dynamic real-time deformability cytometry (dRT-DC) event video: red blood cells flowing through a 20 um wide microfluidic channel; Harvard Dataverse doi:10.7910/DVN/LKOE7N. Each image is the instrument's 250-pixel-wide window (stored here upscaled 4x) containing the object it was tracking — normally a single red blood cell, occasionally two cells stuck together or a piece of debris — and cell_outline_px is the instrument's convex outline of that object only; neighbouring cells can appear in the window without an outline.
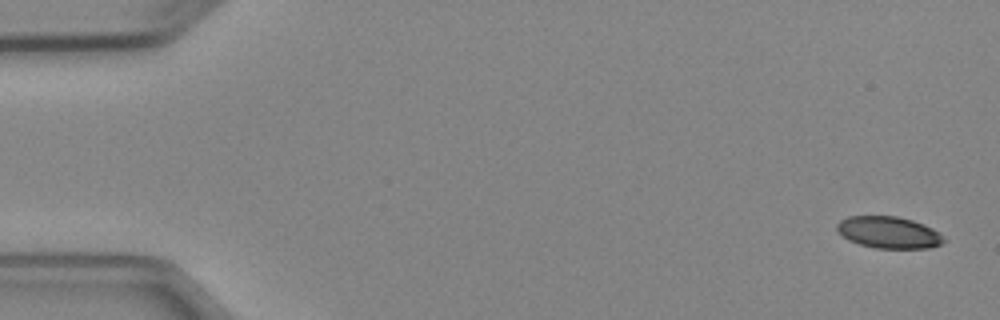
{"species": "Egyptian fruit bat (a non-hibernating species)", "species_latin": "Rousettus aegyptiacus", "temperature_condition": "cold", "stored_images_in_passage": 8, "camera_frame_rate_fps": 3000, "um_per_image_px": 0.085, "animal": {"sex": "female"}, "frame": {"image": 1, "passage_image": 1, "time_ms": 0.0, "image_size_px": [1000, 320], "cell_outline_px": [[944, 240], [940, 244], [928, 248], [876, 248], [860, 244], [848, 240], [836, 228], [836, 224], [840, 220], [848, 216], [896, 216], [912, 220], [924, 224], [932, 228]], "centroid_in_image_um": [75.5, 19.74], "position_along_channel_um": 9.5, "area_um2": 19.48}}
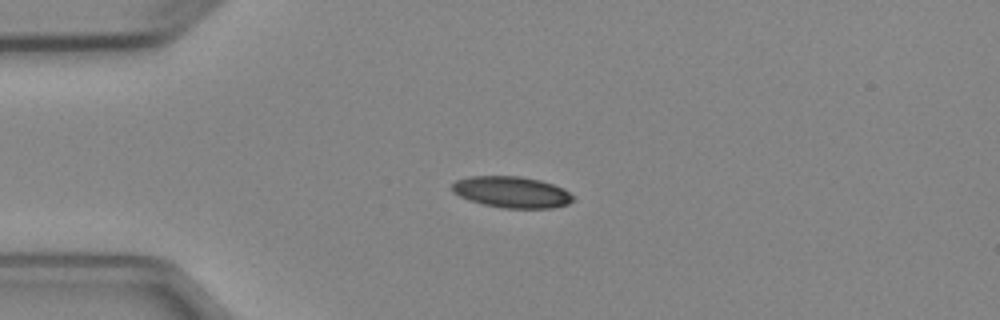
{"frame": {"image": 2, "passage_image": 4, "time_ms": 3.667, "image_size_px": [1000, 320], "cell_outline_px": [[576, 200], [568, 204], [552, 208], [504, 208], [484, 204], [468, 200], [452, 192], [452, 184], [456, 180], [468, 176], [520, 176], [540, 180], [564, 188]], "centroid_in_image_um": [43.49, 16.32], "position_along_channel_um": 41.5, "area_um2": 22.14}}
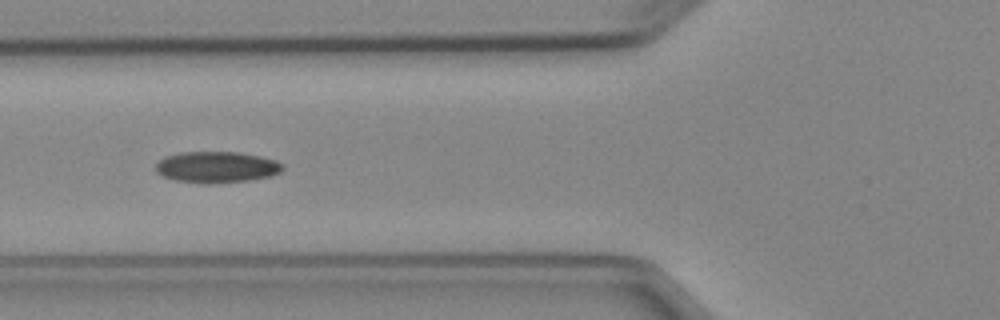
{"frame": {"image": 3, "passage_image": 6, "time_ms": 6.0, "image_size_px": [1000, 320], "cell_outline_px": [[284, 168], [280, 172], [272, 176], [248, 180], [208, 184], [200, 184], [176, 180], [164, 176], [156, 172], [156, 164], [164, 156], [180, 152], [240, 152], [260, 156], [276, 160], [284, 164]], "centroid_in_image_um": [18.43, 14.2], "position_along_channel_um": 107.4, "area_um2": 23.29}}